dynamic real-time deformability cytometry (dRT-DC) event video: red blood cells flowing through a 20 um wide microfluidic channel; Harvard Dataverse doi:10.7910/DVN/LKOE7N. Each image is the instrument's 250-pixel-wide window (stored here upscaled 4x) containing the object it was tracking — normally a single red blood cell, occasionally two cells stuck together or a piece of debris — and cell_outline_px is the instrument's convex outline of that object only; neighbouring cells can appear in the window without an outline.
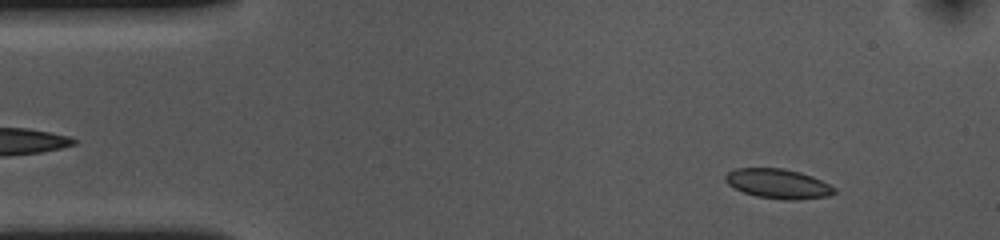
{"species": "common noctule bat (a hibernating species)", "species_latin": "Nyctalus noctula", "temperature_condition": "cold", "stored_images_in_passage": 53, "camera_frame_rate_fps": 3000, "um_per_image_px": 0.085, "animal": {"sex": "female", "body_mass_g": 10.0, "forearm_length_mm": 53.1}, "frame": {"image": 1, "passage_image": 5, "time_ms": 1.333, "image_size_px": [1000, 240], "cell_outline_px": [[836, 192], [828, 196], [796, 200], [784, 200], [756, 196], [744, 192], [728, 184], [724, 180], [724, 176], [728, 172], [736, 168], [784, 168], [800, 172], [812, 176], [836, 188]], "centroid_in_image_um": [66.14, 15.61], "position_along_channel_um": 18.9, "area_um2": 18.79}}
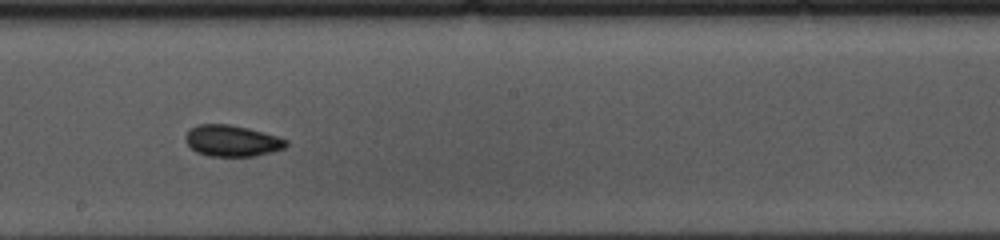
{"frame": {"image": 2, "passage_image": 28, "time_ms": 9.0, "image_size_px": [1000, 240], "cell_outline_px": [[288, 144], [284, 148], [256, 156], [208, 156], [196, 152], [188, 144], [184, 136], [196, 124], [228, 124], [248, 128], [276, 136], [288, 140]], "centroid_in_image_um": [19.71, 11.97], "position_along_channel_um": 228.5, "area_um2": 18.21}}
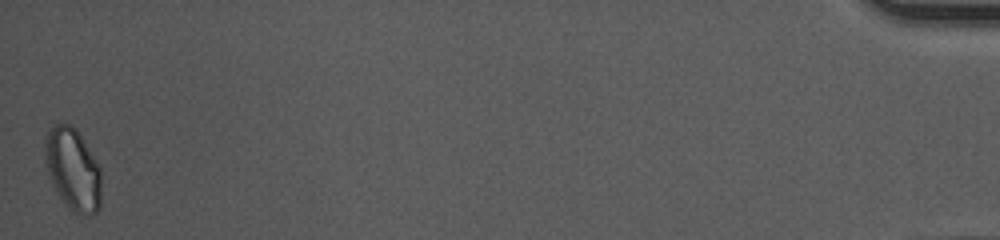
{"frame": {"image": 3, "passage_image": 53, "time_ms": 17.333, "image_size_px": [1000, 240], "cell_outline_px": [[100, 208], [96, 212], [76, 212], [60, 196], [48, 172], [44, 160], [44, 144], [48, 128], [56, 124], [72, 124], [76, 128], [96, 160], [100, 168]], "centroid_in_image_um": [6.18, 14.29], "position_along_channel_um": 429.0, "area_um2": 26.3}, "authors_computed_cell_mechanics": {"area_um2": 18.5538, "velocity_mm_per_s": 3.6138, "shape_relaxation_time_tau1_ms": 5.639, "shape_relaxation_time_tau2_ms": 3.1041, "deformation_change_tau1": 0.0738, "deformation_change_tau2": 0.0546}}